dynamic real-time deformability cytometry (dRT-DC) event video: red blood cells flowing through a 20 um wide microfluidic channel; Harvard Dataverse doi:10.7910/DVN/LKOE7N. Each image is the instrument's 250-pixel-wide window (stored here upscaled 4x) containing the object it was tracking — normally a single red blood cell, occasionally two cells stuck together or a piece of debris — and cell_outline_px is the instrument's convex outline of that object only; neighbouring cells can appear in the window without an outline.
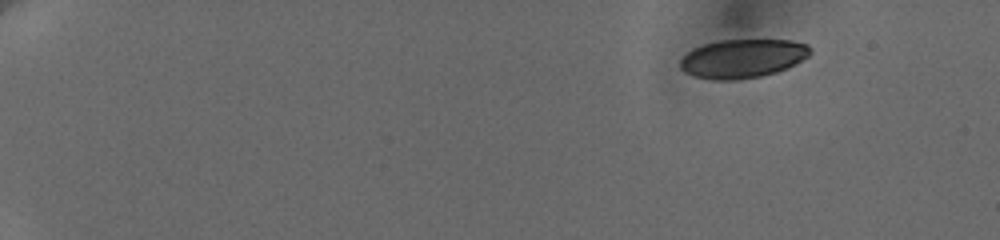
{"species": "human", "species_latin": "Homo sapiens", "temperature_condition": "cold", "stored_images_in_passage": 45, "camera_frame_rate_fps": 3000, "um_per_image_px": 0.085, "donor": {"sex": "female"}, "frame": {"image": 1, "passage_image": 1, "time_ms": 0.0, "image_size_px": [1000, 240], "cell_outline_px": [[812, 52], [808, 56], [788, 68], [776, 72], [760, 76], [736, 80], [712, 80], [692, 76], [684, 72], [680, 68], [680, 60], [692, 48], [704, 44], [720, 40], [792, 40], [808, 44], [812, 48]], "centroid_in_image_um": [63.12, 4.97], "position_along_channel_um": 21.9, "area_um2": 29.59}}
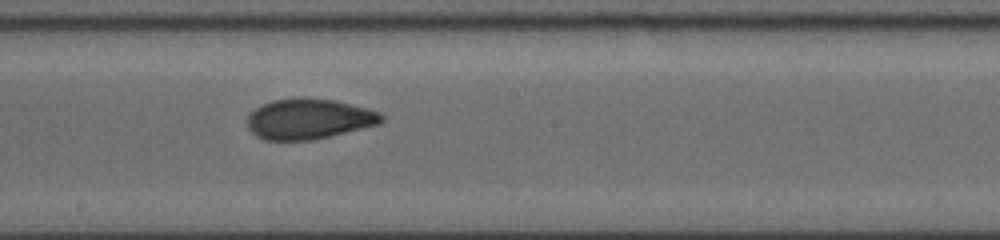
{"frame": {"image": 2, "passage_image": 25, "time_ms": 9.667, "image_size_px": [1000, 240], "cell_outline_px": [[384, 120], [380, 124], [328, 136], [308, 140], [264, 140], [256, 136], [248, 128], [248, 116], [260, 104], [272, 100], [304, 96], [336, 100], [368, 108], [380, 112], [384, 116]], "centroid_in_image_um": [26.26, 10.08], "position_along_channel_um": 221.9, "area_um2": 31.85}}
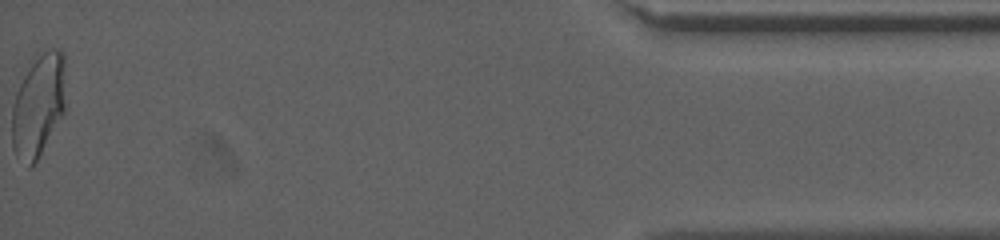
{"frame": {"image": 3, "passage_image": 45, "time_ms": 17.333, "image_size_px": [1000, 240], "cell_outline_px": [[68, 108], [36, 160], [28, 168], [16, 156], [12, 148], [12, 104], [16, 92], [32, 56], [36, 52], [48, 48], [60, 48], [64, 52]], "centroid_in_image_um": [3.31, 8.85], "position_along_channel_um": 431.9, "area_um2": 33.7}, "authors_computed_cell_mechanics": {"area_um2": 31.1542, "velocity_mm_per_s": 3.6635, "shape_relaxation_time_tau1_ms": null, "shape_relaxation_time_tau2_ms": 1.4111, "deformation_change_tau1": null, "deformation_change_tau2": 0.0656}}